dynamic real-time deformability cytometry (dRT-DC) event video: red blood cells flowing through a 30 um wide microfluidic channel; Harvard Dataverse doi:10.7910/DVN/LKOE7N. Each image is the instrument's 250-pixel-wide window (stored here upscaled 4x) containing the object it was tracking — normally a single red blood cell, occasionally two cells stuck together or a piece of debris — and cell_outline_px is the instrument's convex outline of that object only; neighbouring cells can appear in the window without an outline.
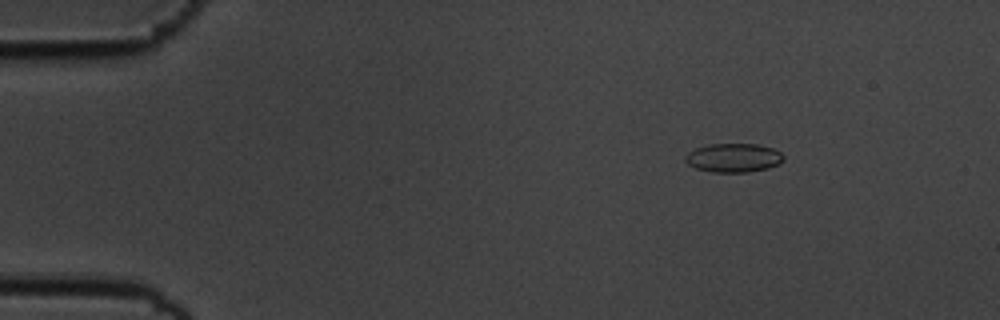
{"species": "common noctule bat (a hibernating species)", "species_latin": "Nyctalus noctula", "temperature_condition": "cold", "stored_images_in_passage": 49, "camera_frame_rate_fps": 3000, "um_per_image_px": 0.085, "animal": {"sex": "male", "body_mass_g": 19.5, "forearm_length_mm": 54.6}, "frame": {"image": 1, "passage_image": 1, "time_ms": 0.0, "image_size_px": [1000, 320], "cell_outline_px": [[784, 160], [780, 164], [768, 168], [748, 172], [712, 172], [696, 168], [688, 164], [684, 160], [684, 156], [688, 152], [696, 148], [708, 144], [760, 144], [772, 148], [780, 152], [784, 156]], "centroid_in_image_um": [62.36, 13.41], "position_along_channel_um": 22.6, "area_um2": 16.65}}
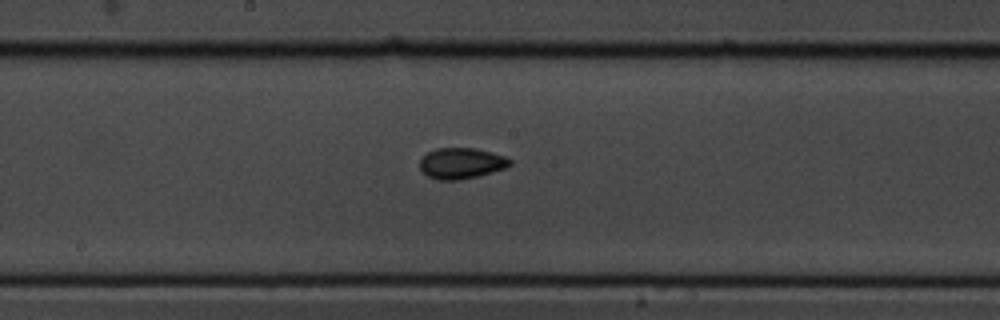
{"frame": {"image": 2, "passage_image": 23, "time_ms": 7.333, "image_size_px": [1000, 320], "cell_outline_px": [[512, 164], [504, 168], [492, 172], [460, 180], [440, 180], [428, 176], [420, 168], [420, 160], [428, 152], [436, 148], [476, 148], [492, 152], [504, 156], [512, 160]], "centroid_in_image_um": [39.22, 13.87], "position_along_channel_um": 209.0, "area_um2": 16.13}}
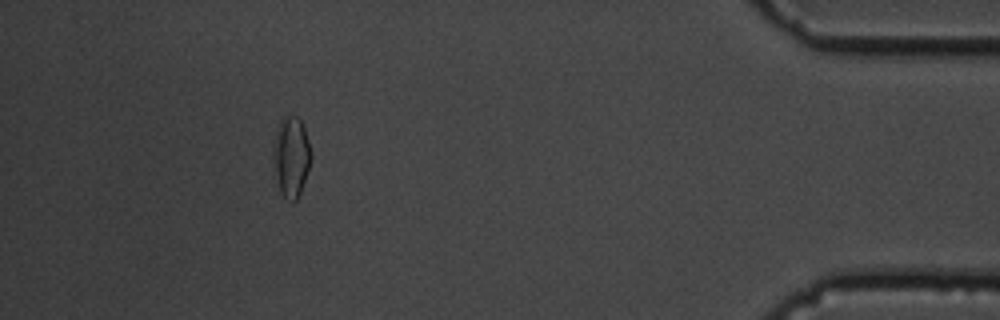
{"frame": {"image": 3, "passage_image": 44, "time_ms": 14.333, "image_size_px": [1000, 320], "cell_outline_px": [[312, 156], [300, 192], [296, 200], [292, 200], [284, 196], [280, 192], [276, 176], [272, 156], [272, 152], [276, 128], [280, 120], [284, 116], [296, 116], [300, 120], [304, 128], [312, 152]], "centroid_in_image_um": [24.73, 13.27], "position_along_channel_um": 410.5, "area_um2": 17.51}, "authors_computed_cell_mechanics": {"area_um2": 16.184, "velocity_mm_per_s": 3.6325, "shape_relaxation_time_tau1_ms": 7.7577, "shape_relaxation_time_tau2_ms": 2.3661, "deformation_change_tau1": 0.1297, "deformation_change_tau2": 0.0653}}